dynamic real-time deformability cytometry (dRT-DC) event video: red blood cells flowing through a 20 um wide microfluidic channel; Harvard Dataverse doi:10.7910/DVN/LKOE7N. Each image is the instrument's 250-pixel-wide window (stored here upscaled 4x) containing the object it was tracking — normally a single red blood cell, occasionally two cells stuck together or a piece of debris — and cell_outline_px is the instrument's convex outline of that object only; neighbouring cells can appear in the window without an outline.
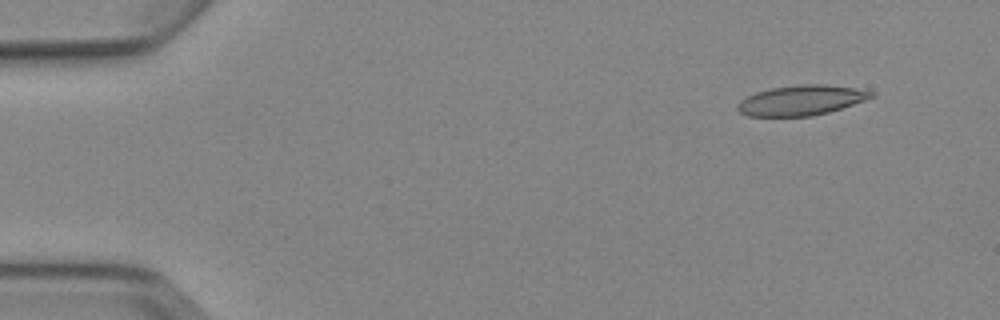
{"species": "Egyptian fruit bat (a non-hibernating species)", "species_latin": "Rousettus aegyptiacus", "temperature_condition": "cold", "stored_images_in_passage": 6, "segment_of_instrument_passage": [1, 2], "camera_frame_rate_fps": 3000, "um_per_image_px": 0.085, "animal": {"sex": "female"}, "frame": {"image": 1, "passage_image": 2, "time_ms": 1.333, "image_size_px": [1000, 320], "cell_outline_px": [[876, 96], [828, 112], [812, 116], [748, 116], [740, 112], [736, 108], [736, 104], [740, 100], [756, 92], [772, 88], [800, 84], [824, 84], [856, 88], [876, 92]], "centroid_in_image_um": [68.1, 8.52], "position_along_channel_um": 16.9, "area_um2": 23.35}}